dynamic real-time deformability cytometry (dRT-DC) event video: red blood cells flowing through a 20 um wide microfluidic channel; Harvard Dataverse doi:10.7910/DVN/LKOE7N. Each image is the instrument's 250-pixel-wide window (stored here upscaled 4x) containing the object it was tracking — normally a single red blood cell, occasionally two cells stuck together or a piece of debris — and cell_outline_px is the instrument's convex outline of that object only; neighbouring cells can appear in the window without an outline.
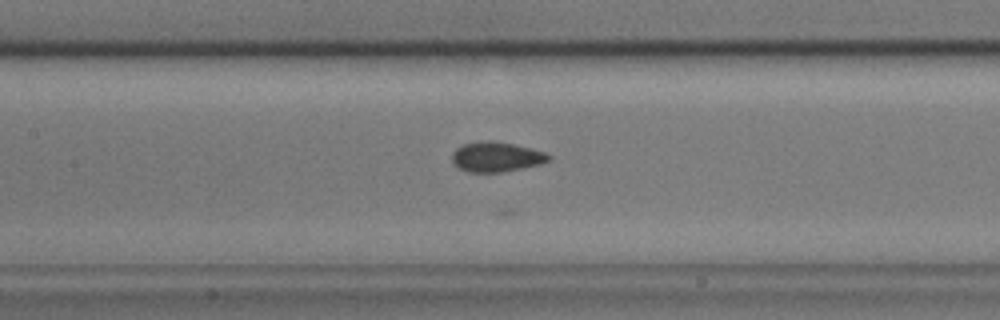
{"species": "common noctule bat (a hibernating species)", "species_latin": "Nyctalus noctula", "temperature_condition": "cold", "stored_images_in_passage": 23, "camera_frame_rate_fps": 3000, "um_per_image_px": 0.085, "animal": {"sex": "male", "body_mass_g": 17.9}, "frame": {"image": 1, "passage_image": 9, "time_ms": 2.667, "image_size_px": [1000, 320], "cell_outline_px": [[552, 160], [540, 164], [500, 172], [468, 172], [456, 168], [452, 164], [452, 152], [456, 148], [464, 144], [488, 140], [512, 144], [532, 148], [544, 152], [552, 156]], "centroid_in_image_um": [42.17, 13.34], "position_along_channel_um": 165.2, "area_um2": 16.88}}
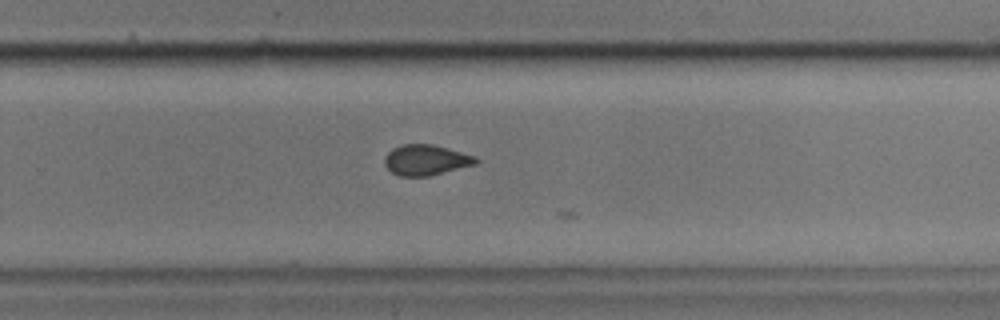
{"frame": {"image": 2, "passage_image": 20, "time_ms": 6.333, "image_size_px": [1000, 320], "cell_outline_px": [[480, 160], [476, 164], [428, 176], [400, 176], [392, 172], [384, 164], [384, 156], [392, 148], [400, 144], [432, 144], [448, 148], [476, 156]], "centroid_in_image_um": [36.2, 13.59], "position_along_channel_um": 293.6, "area_um2": 16.3}}